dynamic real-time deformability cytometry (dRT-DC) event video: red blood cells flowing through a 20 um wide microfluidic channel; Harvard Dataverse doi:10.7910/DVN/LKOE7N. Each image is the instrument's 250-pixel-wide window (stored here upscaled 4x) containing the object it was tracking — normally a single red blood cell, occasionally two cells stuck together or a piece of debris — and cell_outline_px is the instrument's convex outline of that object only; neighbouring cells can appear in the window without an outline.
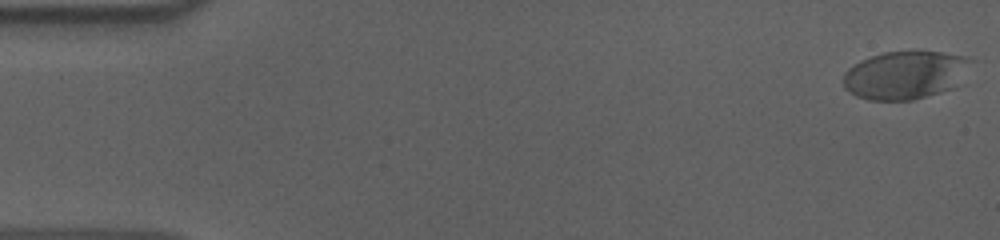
{"species": "human", "species_latin": "Homo sapiens", "temperature_condition": "cold", "stored_images_in_passage": 56, "camera_frame_rate_fps": 3000, "um_per_image_px": 0.085, "donor": {"sex": "male"}, "frame": {"image": 1, "passage_image": 1, "time_ms": 0.0, "image_size_px": [1000, 240], "cell_outline_px": [[976, 60], [956, 88], [912, 100], [868, 100], [856, 96], [844, 88], [844, 72], [848, 68], [860, 60], [884, 52], [940, 52], [968, 56]], "centroid_in_image_um": [77.01, 6.38], "position_along_channel_um": 8.0, "area_um2": 36.24}}
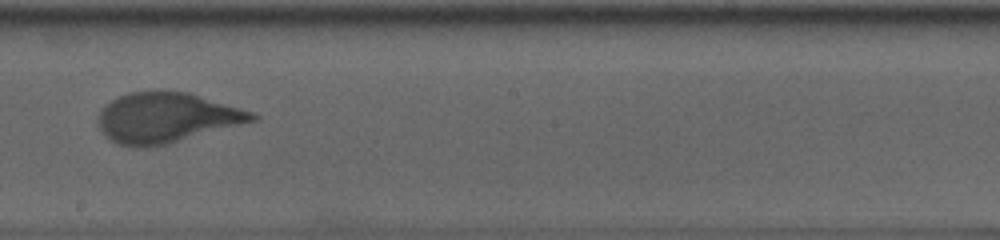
{"frame": {"image": 2, "passage_image": 32, "time_ms": 10.333, "image_size_px": [1000, 240], "cell_outline_px": [[260, 120], [168, 144], [136, 148], [116, 144], [100, 128], [96, 120], [96, 116], [100, 108], [104, 104], [128, 92], [156, 88], [188, 92], [252, 112], [260, 116]], "centroid_in_image_um": [14.13, 9.98], "position_along_channel_um": 234.1, "area_um2": 45.84}}
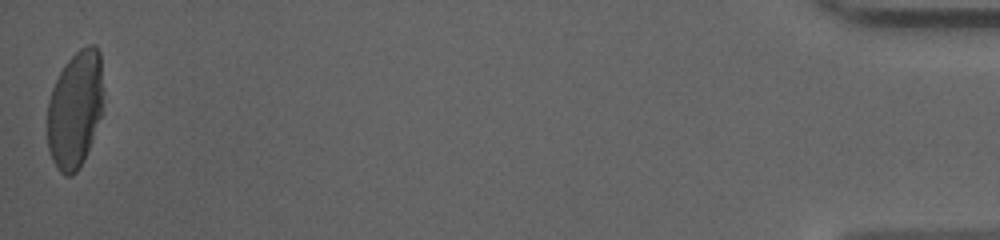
{"frame": {"image": 3, "passage_image": 56, "time_ms": 18.333, "image_size_px": [1000, 240], "cell_outline_px": [[104, 112], [84, 160], [76, 172], [72, 176], [64, 176], [60, 172], [52, 160], [48, 148], [48, 100], [52, 88], [64, 64], [80, 48], [88, 44], [96, 44], [100, 52], [104, 92]], "centroid_in_image_um": [6.43, 9.28], "position_along_channel_um": 428.8, "area_um2": 39.07}, "authors_computed_cell_mechanics": {"area_um2": 42.8009, "velocity_mm_per_s": 3.6211, "shape_relaxation_time_tau1_ms": 5.4202, "shape_relaxation_time_tau2_ms": null, "deformation_change_tau1": 0.2011, "deformation_change_tau2": null}}